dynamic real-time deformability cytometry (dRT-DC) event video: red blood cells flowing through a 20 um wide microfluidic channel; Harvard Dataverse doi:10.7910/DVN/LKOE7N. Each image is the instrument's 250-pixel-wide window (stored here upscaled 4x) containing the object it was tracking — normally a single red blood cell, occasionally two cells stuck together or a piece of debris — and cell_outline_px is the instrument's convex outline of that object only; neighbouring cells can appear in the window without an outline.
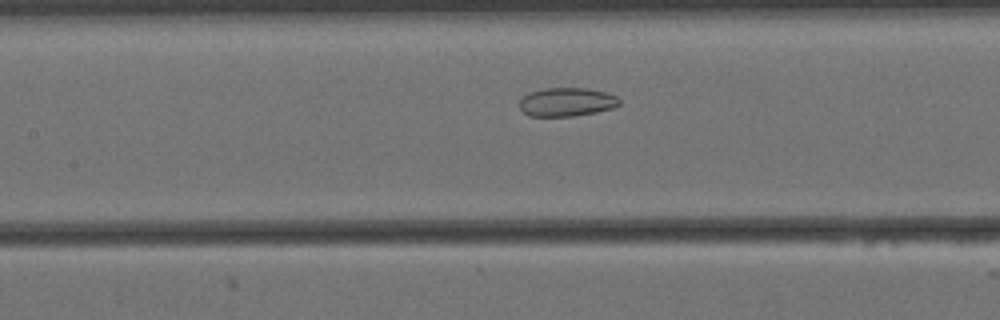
{"species": "Egyptian fruit bat (a non-hibernating species)", "species_latin": "Rousettus aegyptiacus", "temperature_condition": "cold", "stored_images_in_passage": 50, "camera_frame_rate_fps": 3000, "um_per_image_px": 0.085, "animal": {"sex": "female"}, "frame": {"image": 1, "passage_image": 17, "time_ms": 5.333, "image_size_px": [1000, 320], "cell_outline_px": [[620, 104], [612, 108], [596, 112], [572, 116], [528, 116], [520, 108], [520, 100], [528, 92], [544, 88], [588, 88], [608, 92], [616, 96], [620, 100]], "centroid_in_image_um": [48.18, 8.66], "position_along_channel_um": 159.2, "area_um2": 16.76}}
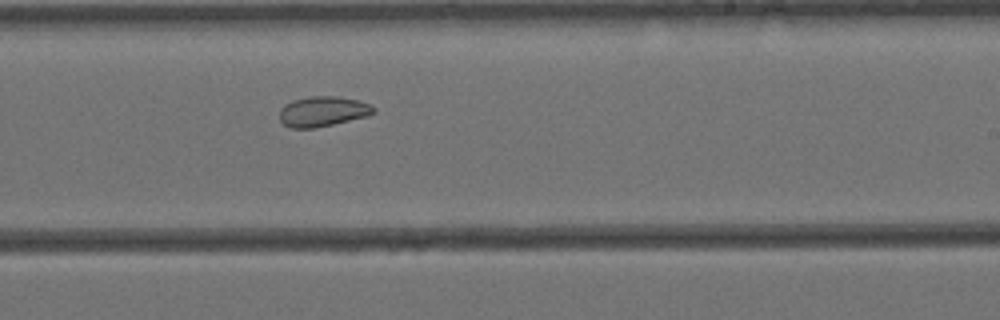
{"frame": {"image": 2, "passage_image": 26, "time_ms": 8.333, "image_size_px": [1000, 320], "cell_outline_px": [[376, 112], [368, 116], [332, 124], [312, 128], [292, 128], [284, 124], [280, 120], [280, 108], [284, 104], [292, 100], [312, 96], [336, 96], [356, 100], [372, 104], [376, 108]], "centroid_in_image_um": [27.45, 9.46], "position_along_channel_um": 261.5, "area_um2": 16.53}}
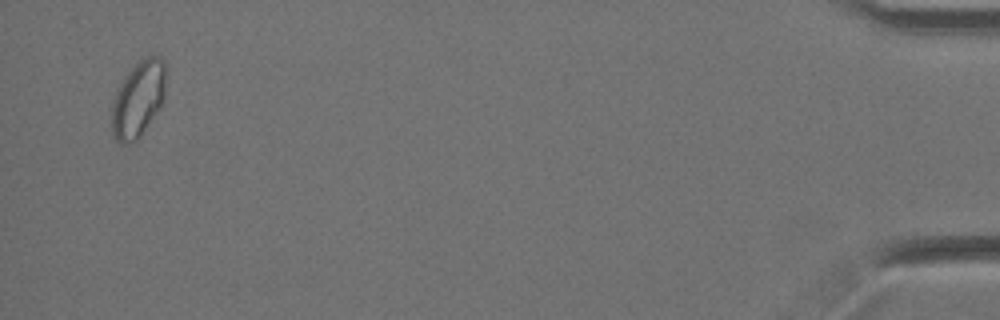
{"frame": {"image": 3, "passage_image": 48, "time_ms": 15.667, "image_size_px": [1000, 320], "cell_outline_px": [[164, 100], [156, 112], [136, 140], [128, 144], [120, 144], [112, 136], [112, 100], [124, 76], [140, 60], [148, 56], [156, 56], [164, 60]], "centroid_in_image_um": [11.71, 8.43], "position_along_channel_um": 423.5, "area_um2": 23.52}, "authors_computed_cell_mechanics": {"area_um2": 19.5364, "velocity_mm_per_s": 3.4295, "shape_relaxation_time_tau1_ms": null, "shape_relaxation_time_tau2_ms": 3.3033, "deformation_change_tau1": null, "deformation_change_tau2": 0.0698}}